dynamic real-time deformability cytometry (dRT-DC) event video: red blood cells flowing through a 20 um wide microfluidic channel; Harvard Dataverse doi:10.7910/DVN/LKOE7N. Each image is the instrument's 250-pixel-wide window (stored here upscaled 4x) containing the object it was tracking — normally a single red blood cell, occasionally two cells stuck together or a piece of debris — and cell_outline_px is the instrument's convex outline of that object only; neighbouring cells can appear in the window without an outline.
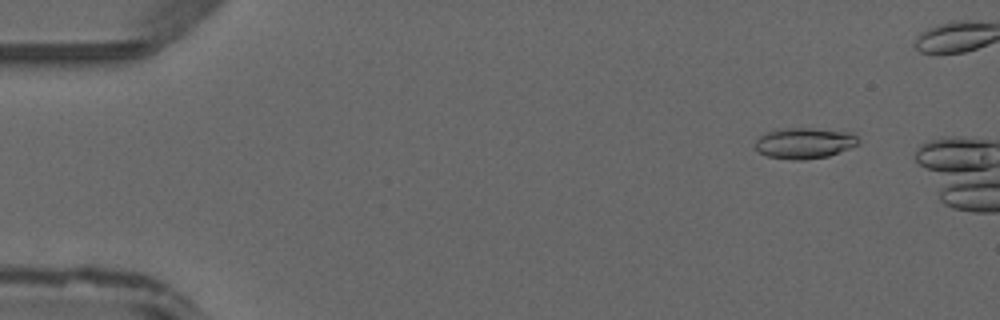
{"species": "common noctule bat (a hibernating species)", "species_latin": "Nyctalus noctula", "temperature_condition": "warm", "stored_images_in_passage": 16, "camera_frame_rate_fps": 3000, "um_per_image_px": 0.085, "animal": {"sex": "male", "forearm_length_mm": 52.5}, "frame": {"image": 1, "passage_image": 5, "time_ms": 1.333, "image_size_px": [1000, 320], "cell_outline_px": [[860, 144], [828, 156], [804, 160], [792, 160], [768, 156], [756, 152], [756, 140], [760, 136], [768, 132], [788, 128], [812, 128], [852, 132], [860, 140]], "centroid_in_image_um": [68.4, 12.17], "position_along_channel_um": 16.6, "area_um2": 18.55}}